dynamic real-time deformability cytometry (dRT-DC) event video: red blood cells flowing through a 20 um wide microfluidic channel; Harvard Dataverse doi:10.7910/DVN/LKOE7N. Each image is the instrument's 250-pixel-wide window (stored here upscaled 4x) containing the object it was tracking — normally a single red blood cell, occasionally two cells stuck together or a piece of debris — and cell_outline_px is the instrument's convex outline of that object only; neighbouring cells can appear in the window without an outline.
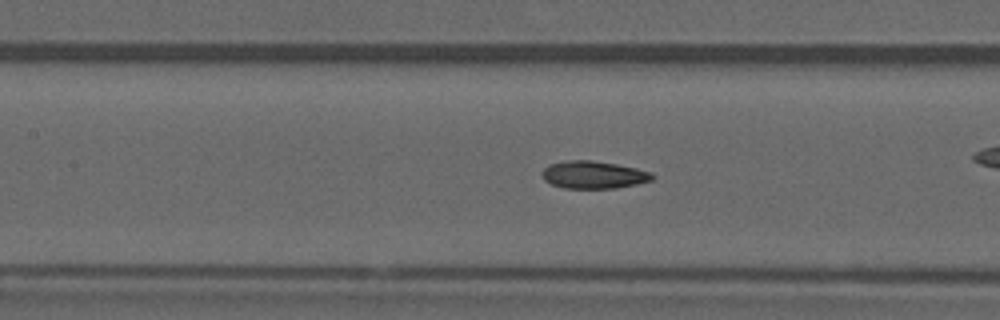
{"species": "common noctule bat (a hibernating species)", "species_latin": "Nyctalus noctula", "temperature_condition": "warm", "stored_images_in_passage": 52, "camera_frame_rate_fps": 3000, "um_per_image_px": 0.085, "animal": {"sex": "male", "forearm_length_mm": 52.5}, "frame": {"image": 1, "passage_image": 23, "time_ms": 7.333, "image_size_px": [1000, 320], "cell_outline_px": [[656, 176], [652, 180], [636, 184], [616, 188], [564, 188], [552, 184], [544, 180], [540, 176], [540, 172], [548, 164], [568, 160], [592, 160], [616, 164], [636, 168], [652, 172]], "centroid_in_image_um": [50.43, 14.85], "position_along_channel_um": 157.0, "area_um2": 17.86}, "authors_computed_cell_mechanics": {"area_um2": 17.6868, "velocity_mm_per_s": 3.998, "shape_relaxation_time_tau1_ms": null, "shape_relaxation_time_tau2_ms": 1.6594, "deformation_change_tau1": null, "deformation_change_tau2": 0.0773}}